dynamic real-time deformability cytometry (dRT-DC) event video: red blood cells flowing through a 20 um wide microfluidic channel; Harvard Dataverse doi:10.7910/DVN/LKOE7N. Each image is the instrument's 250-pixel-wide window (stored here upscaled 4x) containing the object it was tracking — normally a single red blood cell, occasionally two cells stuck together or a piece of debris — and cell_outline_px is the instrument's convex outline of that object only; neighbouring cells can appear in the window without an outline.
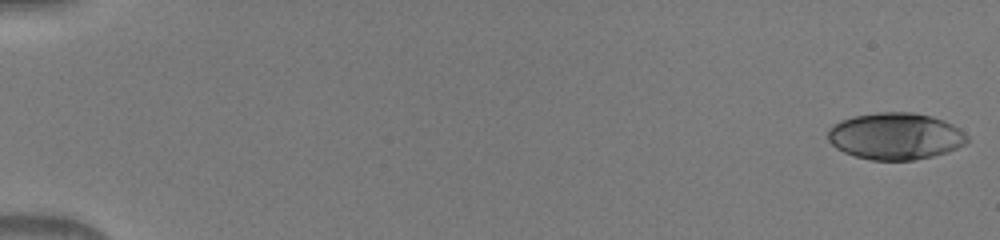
{"species": "human", "species_latin": "Homo sapiens", "temperature_condition": "warm", "stored_images_in_passage": 51, "camera_frame_rate_fps": 3000, "um_per_image_px": 0.085, "donor": {"sex": "male"}, "frame": {"image": 1, "passage_image": 1, "time_ms": 0.0, "image_size_px": [1000, 240], "cell_outline_px": [[968, 144], [948, 152], [932, 156], [912, 160], [872, 160], [856, 156], [844, 152], [836, 148], [828, 140], [828, 128], [832, 124], [840, 120], [852, 116], [876, 112], [912, 112], [932, 116], [944, 120], [960, 128], [968, 136]], "centroid_in_image_um": [76.13, 11.56], "position_along_channel_um": 8.9, "area_um2": 38.38}}
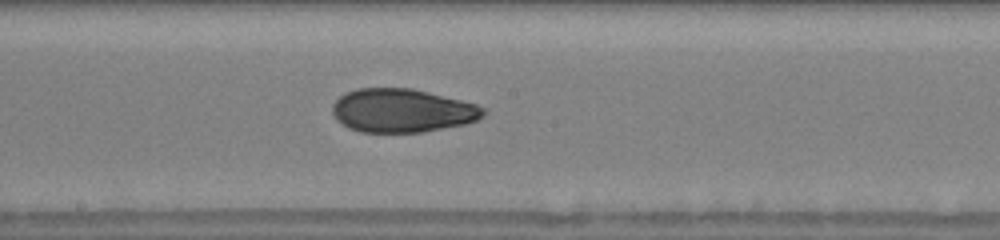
{"frame": {"image": 2, "passage_image": 29, "time_ms": 9.333, "image_size_px": [1000, 240], "cell_outline_px": [[484, 116], [476, 120], [464, 124], [420, 132], [360, 132], [348, 128], [336, 120], [332, 112], [332, 104], [344, 92], [356, 88], [412, 88], [476, 104], [484, 108]], "centroid_in_image_um": [34.12, 9.39], "position_along_channel_um": 214.1, "area_um2": 38.26}}
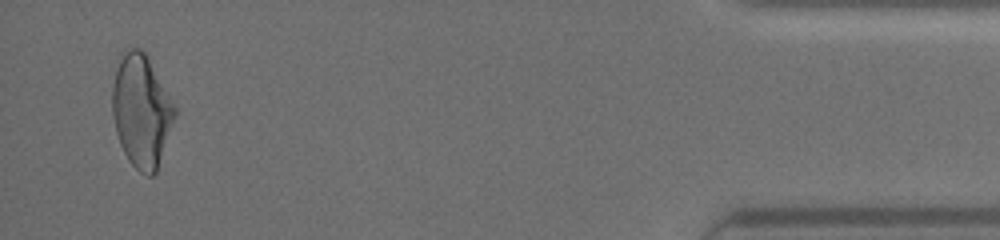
{"frame": {"image": 3, "passage_image": 49, "time_ms": 16.0, "image_size_px": [1000, 240], "cell_outline_px": [[176, 116], [156, 172], [152, 176], [148, 176], [140, 172], [128, 160], [120, 144], [116, 132], [112, 116], [112, 84], [120, 52], [124, 48], [140, 48], [144, 52], [176, 108]], "centroid_in_image_um": [11.99, 9.42], "position_along_channel_um": 423.2, "area_um2": 40.86}}